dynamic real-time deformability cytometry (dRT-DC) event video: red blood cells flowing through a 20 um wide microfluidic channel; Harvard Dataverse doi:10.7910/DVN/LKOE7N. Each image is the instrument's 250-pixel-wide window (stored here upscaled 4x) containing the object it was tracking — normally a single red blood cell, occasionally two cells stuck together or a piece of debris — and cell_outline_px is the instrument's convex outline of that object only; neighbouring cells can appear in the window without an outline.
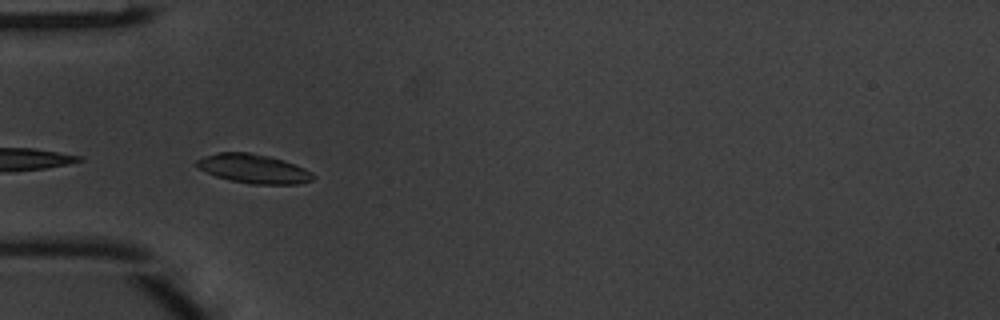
{"species": "common noctule bat (a hibernating species)", "species_latin": "Nyctalus noctula", "temperature_condition": "warm", "stored_images_in_passage": 7, "camera_frame_rate_fps": 3000, "um_per_image_px": 0.085, "animal": {"sex": "male", "body_mass_g": 20.1, "forearm_length_mm": 53.5}, "frame": {"image": 1, "passage_image": 3, "time_ms": 0.667, "image_size_px": [1000, 320], "cell_outline_px": [[316, 176], [312, 180], [300, 184], [248, 184], [216, 176], [196, 168], [196, 160], [204, 156], [220, 152], [248, 152], [268, 156], [284, 160], [304, 168], [312, 172]], "centroid_in_image_um": [21.55, 14.34], "position_along_channel_um": 63.4, "area_um2": 19.77}}
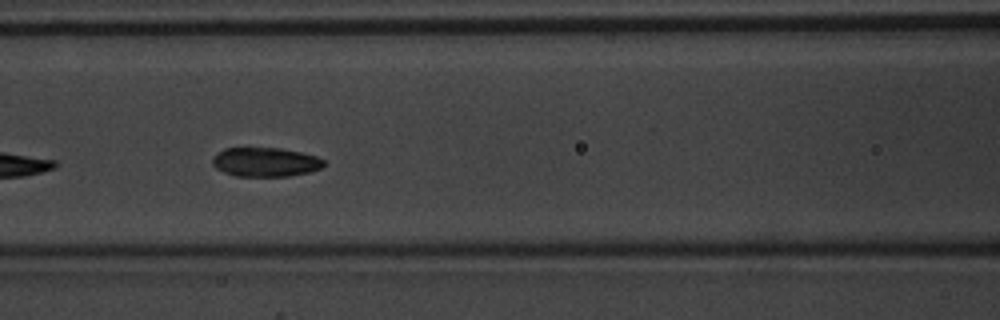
{"frame": {"image": 2, "passage_image": 5, "time_ms": 1.333, "image_size_px": [1000, 320], "cell_outline_px": [[324, 164], [320, 168], [308, 172], [288, 176], [236, 176], [224, 172], [216, 168], [212, 164], [212, 156], [224, 148], [280, 148], [300, 152], [316, 156], [324, 160]], "centroid_in_image_um": [22.52, 13.77], "position_along_channel_um": 144.1, "area_um2": 18.84}}
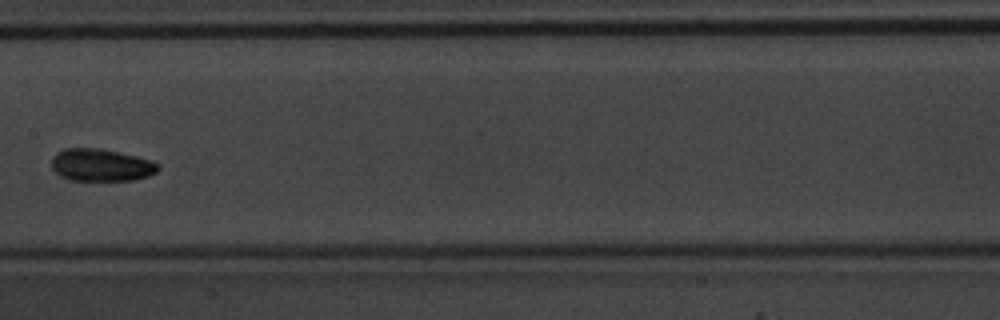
{"frame": {"image": 3, "passage_image": 6, "time_ms": 1.667, "image_size_px": [1000, 320], "cell_outline_px": [[160, 168], [156, 172], [148, 176], [132, 180], [72, 180], [60, 176], [52, 168], [52, 156], [56, 152], [64, 148], [100, 148], [120, 152], [152, 160], [160, 164]], "centroid_in_image_um": [8.6, 14.02], "position_along_channel_um": 198.8, "area_um2": 20.23}}